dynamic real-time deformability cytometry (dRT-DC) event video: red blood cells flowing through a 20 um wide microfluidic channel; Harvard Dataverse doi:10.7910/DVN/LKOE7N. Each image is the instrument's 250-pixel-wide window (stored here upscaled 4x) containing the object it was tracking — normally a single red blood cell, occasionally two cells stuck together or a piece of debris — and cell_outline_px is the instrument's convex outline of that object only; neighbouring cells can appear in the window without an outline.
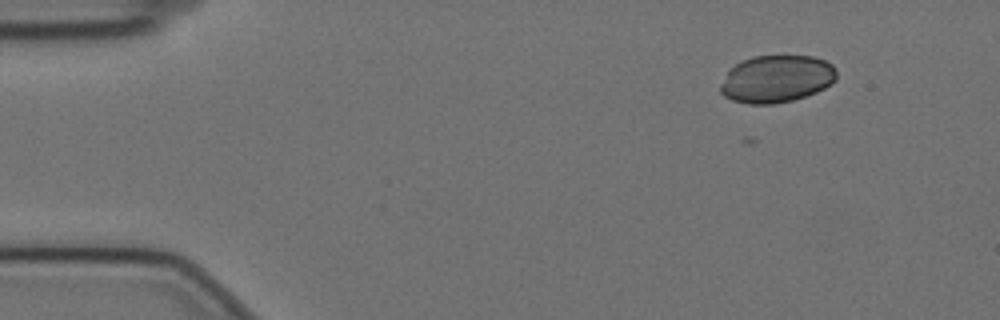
{"species": "Egyptian fruit bat (a non-hibernating species)", "species_latin": "Rousettus aegyptiacus", "temperature_condition": "cold", "stored_images_in_passage": 5, "camera_frame_rate_fps": 3000, "um_per_image_px": 0.085, "animal": {"sex": "female"}, "frame": {"image": 1, "passage_image": 3, "time_ms": 0.667, "image_size_px": [1000, 320], "cell_outline_px": [[836, 80], [832, 84], [816, 92], [792, 100], [772, 104], [748, 104], [732, 100], [724, 96], [720, 92], [720, 84], [728, 72], [736, 64], [752, 56], [812, 56], [824, 60], [832, 64], [836, 68]], "centroid_in_image_um": [66.02, 6.71], "position_along_channel_um": 19.0, "area_um2": 31.96}}